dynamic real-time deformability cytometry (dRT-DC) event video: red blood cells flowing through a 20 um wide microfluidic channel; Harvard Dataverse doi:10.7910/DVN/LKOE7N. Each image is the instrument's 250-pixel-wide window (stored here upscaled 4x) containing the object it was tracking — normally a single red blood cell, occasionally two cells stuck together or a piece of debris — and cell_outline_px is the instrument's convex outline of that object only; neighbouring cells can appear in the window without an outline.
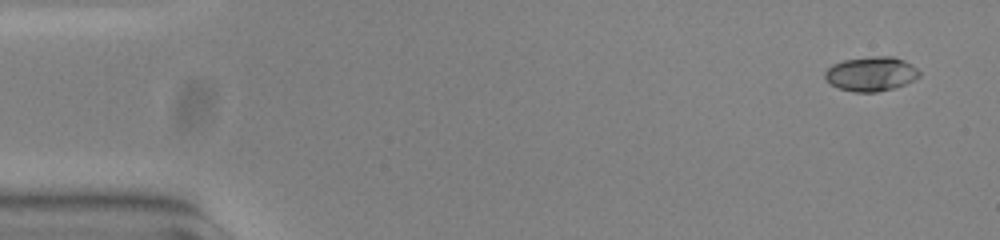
{"species": "common noctule bat (a hibernating species)", "species_latin": "Nyctalus noctula", "temperature_condition": "warm", "stored_images_in_passage": 52, "camera_frame_rate_fps": 3000, "um_per_image_px": 0.085, "animal": {"sex": "female", "body_mass_g": 23.0, "forearm_length_mm": 53.4}, "frame": {"image": 1, "passage_image": 1, "time_ms": 0.0, "image_size_px": [1000, 240], "cell_outline_px": [[920, 76], [904, 84], [892, 88], [876, 92], [856, 92], [840, 88], [832, 84], [824, 76], [824, 72], [832, 64], [844, 60], [872, 56], [892, 56], [904, 60], [912, 64], [920, 72]], "centroid_in_image_um": [74.05, 6.26], "position_along_channel_um": 11.0, "area_um2": 18.73}}
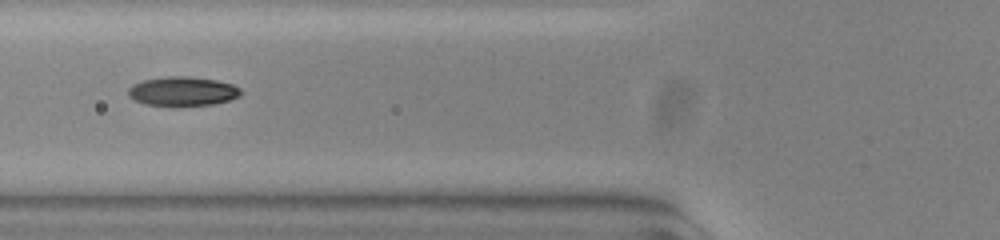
{"frame": {"image": 2, "passage_image": 19, "time_ms": 6.0, "image_size_px": [1000, 240], "cell_outline_px": [[244, 92], [240, 96], [228, 100], [212, 104], [144, 104], [128, 96], [128, 88], [132, 84], [140, 80], [168, 76], [188, 76], [216, 80], [232, 84], [240, 88]], "centroid_in_image_um": [15.52, 7.72], "position_along_channel_um": 110.3, "area_um2": 18.84}}
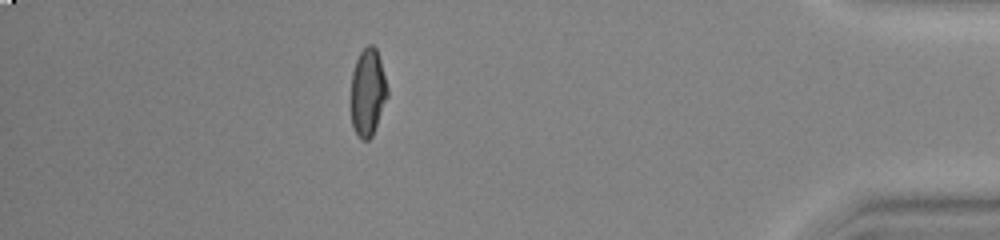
{"frame": {"image": 3, "passage_image": 46, "time_ms": 15.0, "image_size_px": [1000, 240], "cell_outline_px": [[388, 96], [372, 136], [368, 140], [360, 140], [352, 124], [352, 72], [356, 60], [360, 52], [368, 44], [372, 44], [376, 48], [380, 60], [388, 88]], "centroid_in_image_um": [31.27, 7.84], "position_along_channel_um": 403.9, "area_um2": 18.38}, "authors_computed_cell_mechanics": {"area_um2": 18.7561, "velocity_mm_per_s": 3.8055, "shape_relaxation_time_tau1_ms": 8.4218, "shape_relaxation_time_tau2_ms": 1.3616, "deformation_change_tau1": 0.2654, "deformation_change_tau2": 0.0463}}